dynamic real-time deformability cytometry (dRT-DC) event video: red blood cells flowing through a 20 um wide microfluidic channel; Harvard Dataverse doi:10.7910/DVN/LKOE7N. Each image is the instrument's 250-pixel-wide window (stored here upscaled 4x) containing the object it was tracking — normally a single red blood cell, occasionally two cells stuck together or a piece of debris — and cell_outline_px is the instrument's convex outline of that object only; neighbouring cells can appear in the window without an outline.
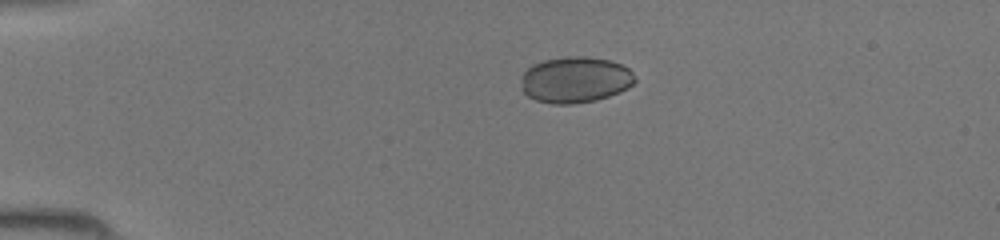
{"species": "common noctule bat (a hibernating species)", "species_latin": "Nyctalus noctula", "temperature_condition": "room temperature", "stored_images_in_passage": 36, "camera_frame_rate_fps": 3000, "um_per_image_px": 0.085, "animal": {"sex": "female", "body_mass_g": 19.5, "forearm_length_mm": 54.1}, "frame": {"image": 1, "passage_image": 1, "time_ms": 0.0, "image_size_px": [1000, 240], "cell_outline_px": [[636, 80], [628, 88], [608, 96], [596, 100], [572, 104], [552, 104], [536, 100], [528, 96], [520, 88], [520, 76], [532, 64], [544, 60], [568, 56], [588, 56], [608, 60], [620, 64], [628, 68], [636, 76]], "centroid_in_image_um": [48.86, 6.78], "position_along_channel_um": 36.1, "area_um2": 30.81}}
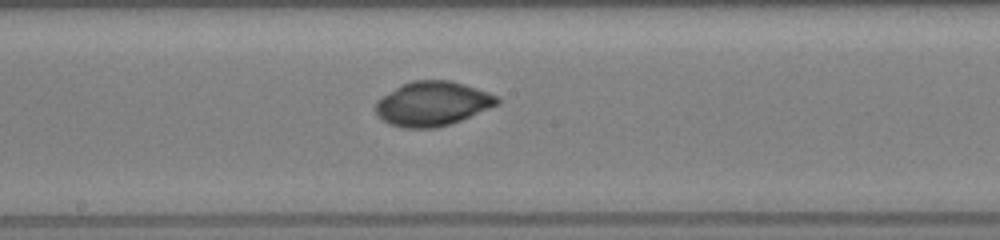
{"frame": {"image": 2, "passage_image": 16, "time_ms": 5.0, "image_size_px": [1000, 240], "cell_outline_px": [[500, 104], [460, 120], [436, 128], [404, 128], [388, 124], [376, 112], [376, 100], [400, 84], [412, 80], [452, 80], [488, 92], [496, 96], [500, 100]], "centroid_in_image_um": [36.75, 8.8], "position_along_channel_um": 211.5, "area_um2": 31.44}}
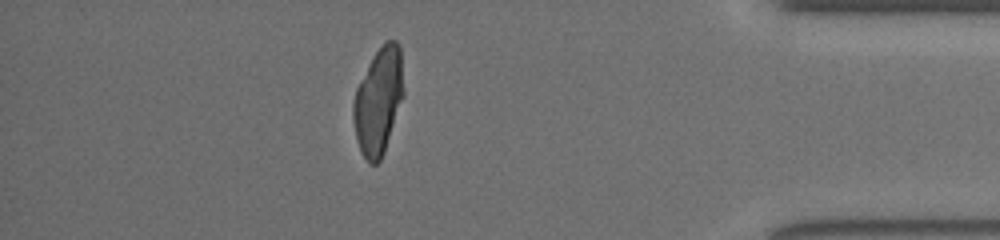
{"frame": {"image": 3, "passage_image": 31, "time_ms": 10.0, "image_size_px": [1000, 240], "cell_outline_px": [[404, 96], [384, 152], [380, 160], [376, 164], [368, 164], [360, 152], [356, 140], [352, 116], [352, 104], [356, 88], [372, 56], [384, 40], [396, 40], [400, 48], [404, 92]], "centroid_in_image_um": [32.15, 8.59], "position_along_channel_um": 403.0, "area_um2": 31.62}}